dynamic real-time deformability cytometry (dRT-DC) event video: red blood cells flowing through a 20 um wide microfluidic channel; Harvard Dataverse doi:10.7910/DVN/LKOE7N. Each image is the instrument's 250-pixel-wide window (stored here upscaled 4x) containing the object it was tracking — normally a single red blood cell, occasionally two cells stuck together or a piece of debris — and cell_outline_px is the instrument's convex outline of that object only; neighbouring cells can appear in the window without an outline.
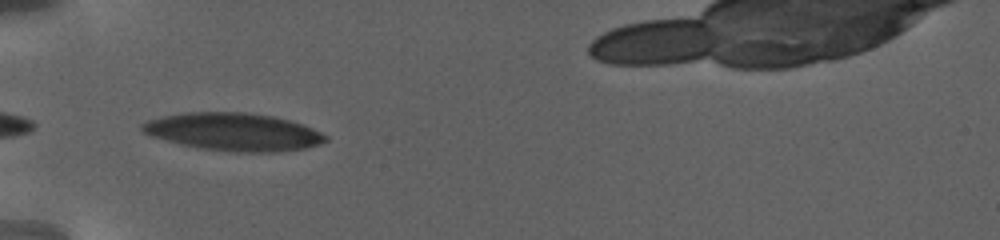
{"species": "human", "species_latin": "Homo sapiens", "temperature_condition": "warm", "stored_images_in_passage": 2, "camera_frame_rate_fps": 3000, "um_per_image_px": 0.085, "donor": {"sex": "female"}, "frame": {"image": 1, "passage_image": 1, "time_ms": 0.0, "image_size_px": [1000, 240], "cell_outline_px": [[328, 140], [308, 148], [280, 152], [232, 152], [196, 148], [180, 144], [152, 136], [144, 132], [140, 128], [140, 124], [148, 120], [164, 116], [188, 112], [240, 112], [272, 116], [288, 120], [312, 128], [328, 136]], "centroid_in_image_um": [19.85, 11.22], "position_along_channel_um": 65.2, "area_um2": 40.29}}